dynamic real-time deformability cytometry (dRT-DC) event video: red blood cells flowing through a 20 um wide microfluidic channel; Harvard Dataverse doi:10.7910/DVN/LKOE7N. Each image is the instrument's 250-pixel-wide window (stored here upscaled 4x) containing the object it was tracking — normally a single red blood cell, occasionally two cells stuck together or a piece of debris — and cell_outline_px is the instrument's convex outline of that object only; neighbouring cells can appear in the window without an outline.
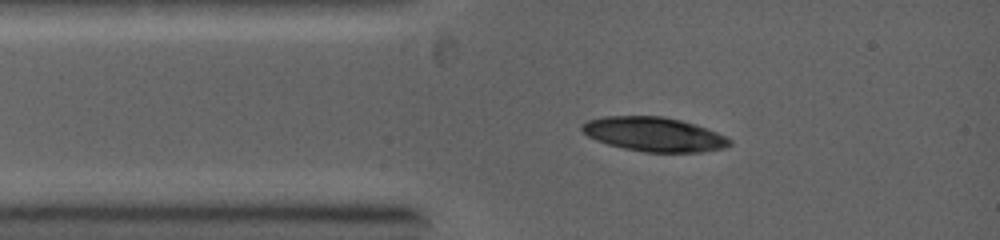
{"species": "common noctule bat (a hibernating species)", "species_latin": "Nyctalus noctula", "temperature_condition": "warm", "stored_images_in_passage": 4, "camera_frame_rate_fps": 5000, "um_per_image_px": 0.085, "animal": {"sex": "female", "body_mass_g": 19.0, "forearm_length_mm": 53.3}, "frame": {"image": 1, "passage_image": 1, "time_ms": 0.0, "image_size_px": [1000, 240], "cell_outline_px": [[732, 144], [724, 148], [700, 152], [644, 152], [624, 148], [608, 144], [596, 140], [588, 136], [580, 128], [580, 124], [588, 120], [604, 116], [664, 116], [696, 124], [716, 132], [732, 140]], "centroid_in_image_um": [55.58, 11.41], "position_along_channel_um": 29.4, "area_um2": 29.48}}